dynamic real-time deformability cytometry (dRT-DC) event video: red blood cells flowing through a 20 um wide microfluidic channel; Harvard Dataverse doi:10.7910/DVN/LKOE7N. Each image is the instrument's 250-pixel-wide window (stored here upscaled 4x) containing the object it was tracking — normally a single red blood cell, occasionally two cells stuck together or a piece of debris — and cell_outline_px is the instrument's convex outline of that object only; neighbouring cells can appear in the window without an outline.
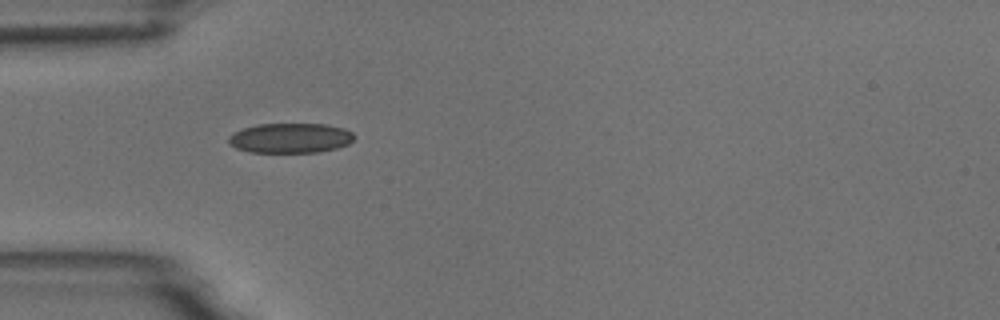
{"species": "common noctule bat (a hibernating species)", "species_latin": "Nyctalus noctula", "temperature_condition": "room temperature", "stored_images_in_passage": 2, "camera_frame_rate_fps": 3000, "um_per_image_px": 0.085, "animal": {"sex": "male", "body_mass_g": 18.8}, "frame": {"image": 1, "passage_image": 1, "time_ms": 0.0, "image_size_px": [1000, 320], "cell_outline_px": [[356, 136], [348, 144], [336, 148], [316, 152], [252, 152], [236, 148], [228, 140], [228, 136], [232, 132], [244, 128], [260, 124], [328, 124], [344, 128], [352, 132]], "centroid_in_image_um": [24.7, 11.72], "position_along_channel_um": 60.3, "area_um2": 21.79}}
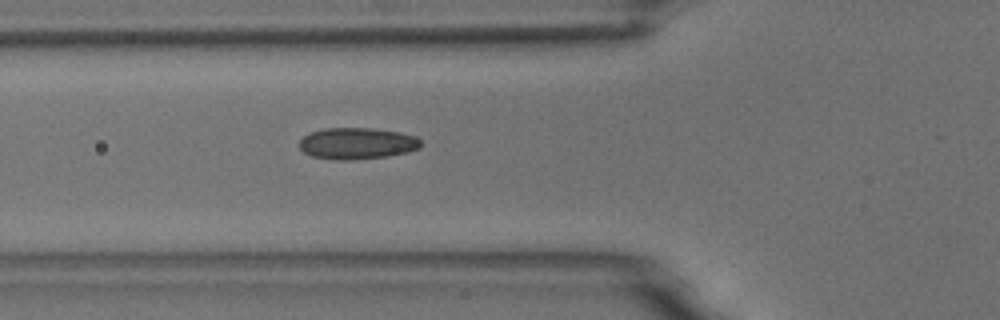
{"frame": {"image": 2, "passage_image": 2, "time_ms": 1.0, "image_size_px": [1000, 320], "cell_outline_px": [[420, 148], [408, 152], [388, 156], [348, 160], [332, 160], [312, 156], [304, 152], [300, 148], [300, 140], [308, 132], [324, 128], [372, 128], [400, 132], [416, 136], [420, 140]], "centroid_in_image_um": [30.34, 12.19], "position_along_channel_um": 95.5, "area_um2": 22.43}}